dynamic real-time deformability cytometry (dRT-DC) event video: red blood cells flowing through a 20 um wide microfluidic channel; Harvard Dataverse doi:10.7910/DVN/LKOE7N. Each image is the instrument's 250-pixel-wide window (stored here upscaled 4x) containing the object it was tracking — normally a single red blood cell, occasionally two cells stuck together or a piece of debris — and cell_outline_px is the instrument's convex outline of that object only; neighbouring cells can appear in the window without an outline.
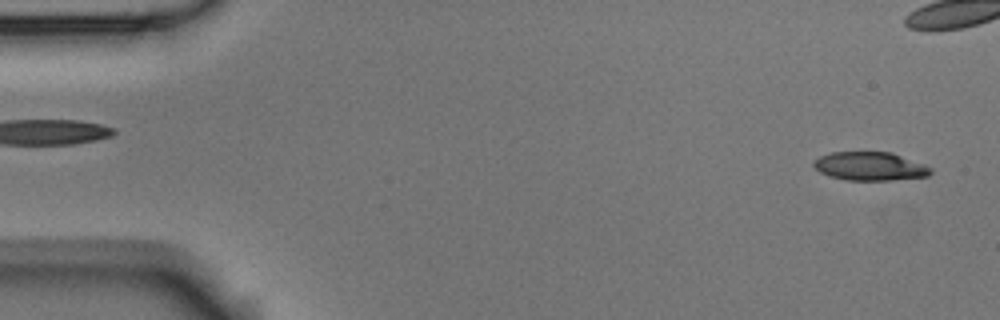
{"species": "Egyptian fruit bat (a non-hibernating species)", "species_latin": "Rousettus aegyptiacus", "temperature_condition": "room temperature", "stored_images_in_passage": 6, "camera_frame_rate_fps": 3000, "um_per_image_px": 0.085, "animal": {"sex": "male"}, "frame": {"image": 1, "passage_image": 1, "time_ms": 0.0, "image_size_px": [1000, 320], "cell_outline_px": [[932, 172], [928, 176], [892, 180], [848, 180], [832, 176], [820, 172], [812, 164], [820, 156], [832, 152], [892, 152], [924, 164], [932, 168]], "centroid_in_image_um": [73.99, 14.13], "position_along_channel_um": 11.0, "area_um2": 19.31}}
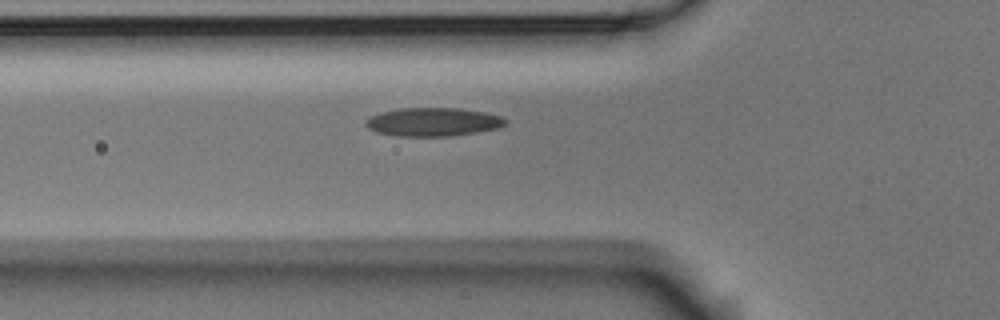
{"frame": {"image": 2, "passage_image": 6, "time_ms": 7.0, "image_size_px": [1000, 320], "cell_outline_px": [[508, 124], [500, 128], [452, 136], [396, 136], [376, 132], [368, 128], [364, 124], [364, 120], [368, 116], [380, 112], [400, 108], [460, 108], [484, 112], [500, 116], [508, 120]], "centroid_in_image_um": [36.79, 10.36], "position_along_channel_um": 89.0, "area_um2": 23.52}}